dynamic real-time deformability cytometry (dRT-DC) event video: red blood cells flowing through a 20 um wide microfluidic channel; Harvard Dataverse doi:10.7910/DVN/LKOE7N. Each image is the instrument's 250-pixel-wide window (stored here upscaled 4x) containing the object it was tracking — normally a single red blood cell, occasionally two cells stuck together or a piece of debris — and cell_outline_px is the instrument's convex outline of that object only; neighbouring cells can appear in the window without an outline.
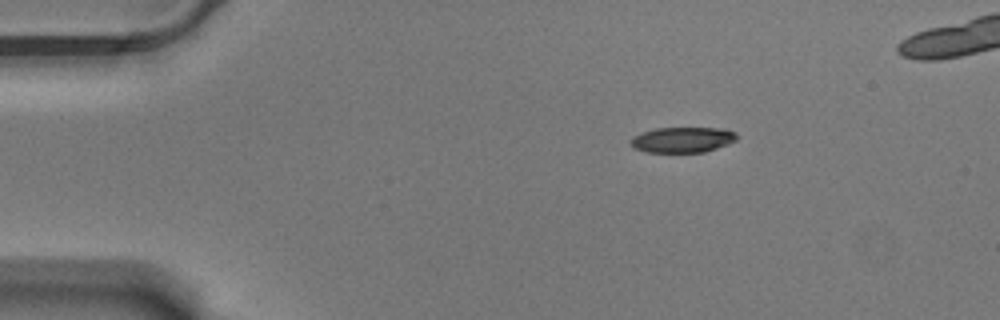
{"species": "Egyptian fruit bat (a non-hibernating species)", "species_latin": "Rousettus aegyptiacus", "temperature_condition": "warm", "stored_images_in_passage": 47, "camera_frame_rate_fps": 3000, "um_per_image_px": 0.085, "animal": {"sex": "male"}, "frame": {"image": 1, "passage_image": 1, "time_ms": 0.0, "image_size_px": [1000, 320], "cell_outline_px": [[740, 136], [736, 140], [728, 144], [704, 152], [644, 152], [632, 148], [632, 136], [656, 128], [720, 128], [736, 132]], "centroid_in_image_um": [58.04, 11.88], "position_along_channel_um": 27.0, "area_um2": 15.78}}
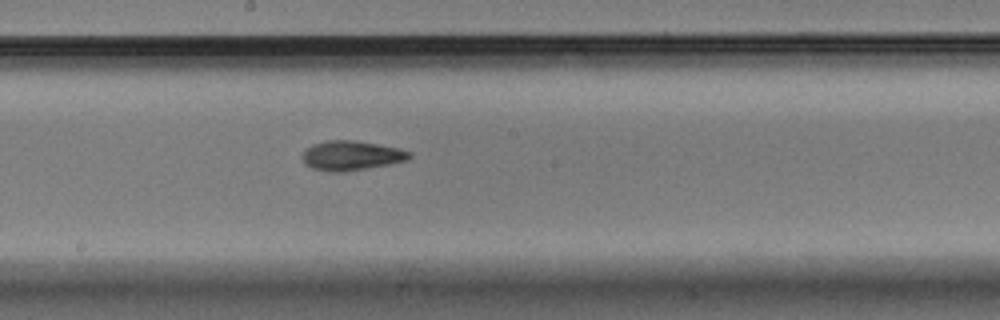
{"frame": {"image": 2, "passage_image": 23, "time_ms": 7.333, "image_size_px": [1000, 320], "cell_outline_px": [[412, 156], [408, 160], [388, 164], [340, 172], [332, 172], [312, 168], [304, 164], [304, 152], [312, 144], [324, 140], [356, 140], [400, 148], [412, 152]], "centroid_in_image_um": [29.89, 13.2], "position_along_channel_um": 218.3, "area_um2": 18.32}}
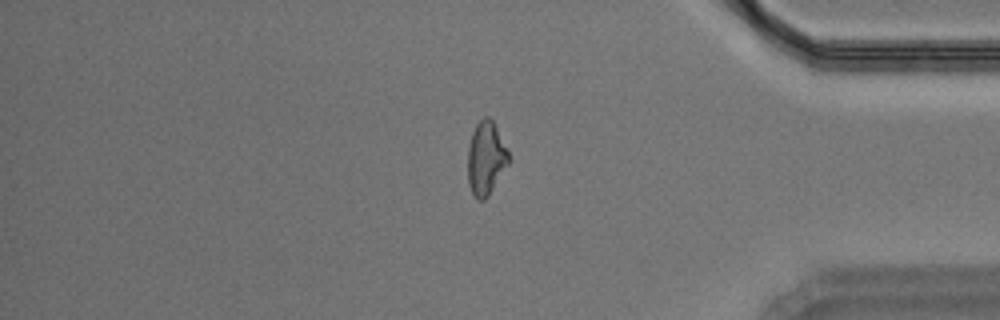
{"frame": {"image": 3, "passage_image": 40, "time_ms": 13.0, "image_size_px": [1000, 320], "cell_outline_px": [[508, 164], [488, 196], [484, 200], [476, 200], [468, 184], [468, 148], [472, 132], [476, 124], [484, 116], [488, 116], [492, 120], [508, 152]], "centroid_in_image_um": [41.27, 13.47], "position_along_channel_um": 393.9, "area_um2": 17.22}}